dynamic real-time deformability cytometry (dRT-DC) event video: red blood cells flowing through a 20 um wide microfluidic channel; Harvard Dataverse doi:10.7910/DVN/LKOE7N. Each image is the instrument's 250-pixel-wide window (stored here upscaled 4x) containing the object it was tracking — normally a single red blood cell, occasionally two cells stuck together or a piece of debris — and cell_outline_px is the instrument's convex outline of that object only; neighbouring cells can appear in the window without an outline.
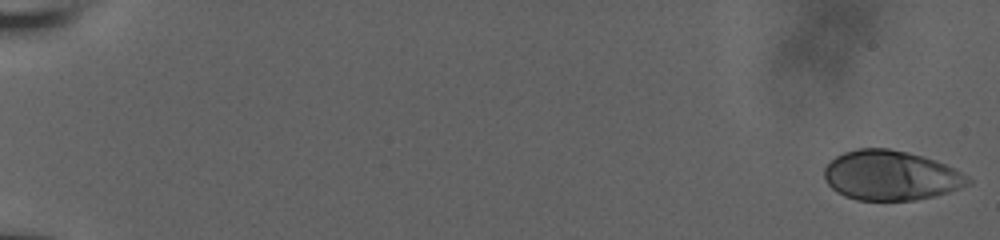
{"species": "human", "species_latin": "Homo sapiens", "temperature_condition": "room temperature", "stored_images_in_passage": 57, "camera_frame_rate_fps": 3000, "um_per_image_px": 0.085, "donor": {"sex": "male"}, "frame": {"image": 1, "passage_image": 1, "time_ms": 0.0, "image_size_px": [1000, 240], "cell_outline_px": [[972, 184], [936, 196], [912, 200], [856, 200], [844, 196], [836, 192], [828, 184], [824, 176], [824, 168], [836, 156], [844, 152], [856, 148], [888, 148], [908, 152], [924, 156], [936, 160], [960, 172], [972, 180]], "centroid_in_image_um": [75.71, 14.91], "position_along_channel_um": 9.3, "area_um2": 41.73}}
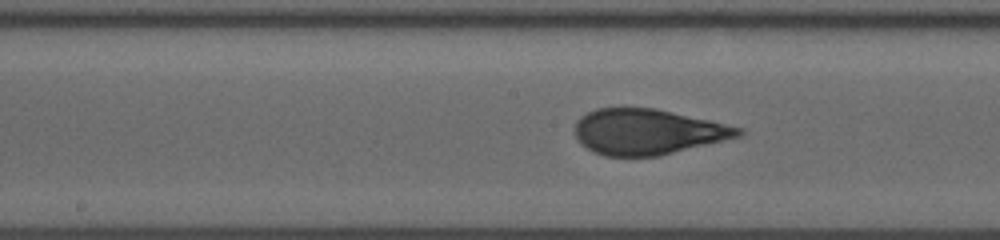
{"frame": {"image": 2, "passage_image": 32, "time_ms": 10.333, "image_size_px": [1000, 240], "cell_outline_px": [[744, 132], [740, 136], [660, 156], [604, 156], [580, 144], [576, 136], [576, 120], [580, 116], [596, 108], [656, 108], [744, 128]], "centroid_in_image_um": [55.04, 11.2], "position_along_channel_um": 193.2, "area_um2": 43.23}}
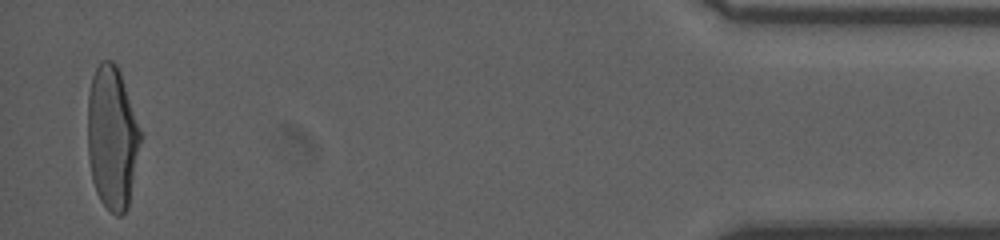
{"frame": {"image": 3, "passage_image": 56, "time_ms": 18.333, "image_size_px": [1000, 240], "cell_outline_px": [[144, 136], [128, 208], [120, 216], [116, 216], [100, 200], [96, 192], [92, 180], [88, 160], [88, 96], [92, 76], [100, 60], [112, 60], [116, 64], [120, 72], [144, 132]], "centroid_in_image_um": [9.58, 11.7], "position_along_channel_um": 425.6, "area_um2": 45.32}, "authors_computed_cell_mechanics": {"area_um2": 43.2344, "velocity_mm_per_s": 3.8261, "shape_relaxation_time_tau1_ms": 7.4264, "shape_relaxation_time_tau2_ms": null, "deformation_change_tau1": 0.2595, "deformation_change_tau2": null}}